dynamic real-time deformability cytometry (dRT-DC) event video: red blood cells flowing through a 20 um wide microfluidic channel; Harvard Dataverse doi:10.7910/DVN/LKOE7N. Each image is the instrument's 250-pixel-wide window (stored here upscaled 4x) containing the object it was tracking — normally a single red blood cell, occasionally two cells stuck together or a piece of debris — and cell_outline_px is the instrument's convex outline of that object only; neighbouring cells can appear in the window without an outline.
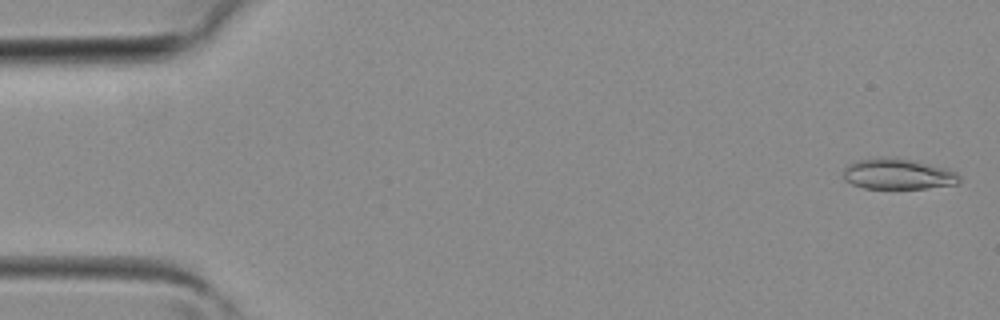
{"species": "common noctule bat (a hibernating species)", "species_latin": "Nyctalus noctula", "temperature_condition": "room temperature", "stored_images_in_passage": 8, "camera_frame_rate_fps": 3000, "um_per_image_px": 0.085, "animal": {"sex": "female", "body_mass_g": 19.3, "forearm_length_mm": 54.1}, "frame": {"image": 1, "passage_image": 1, "time_ms": 0.0, "image_size_px": [1000, 320], "cell_outline_px": [[960, 180], [956, 184], [928, 188], [864, 188], [852, 184], [844, 180], [844, 168], [852, 160], [880, 156], [896, 156], [948, 168], [956, 172], [960, 176]], "centroid_in_image_um": [76.3, 14.76], "position_along_channel_um": 8.7, "area_um2": 21.27}}